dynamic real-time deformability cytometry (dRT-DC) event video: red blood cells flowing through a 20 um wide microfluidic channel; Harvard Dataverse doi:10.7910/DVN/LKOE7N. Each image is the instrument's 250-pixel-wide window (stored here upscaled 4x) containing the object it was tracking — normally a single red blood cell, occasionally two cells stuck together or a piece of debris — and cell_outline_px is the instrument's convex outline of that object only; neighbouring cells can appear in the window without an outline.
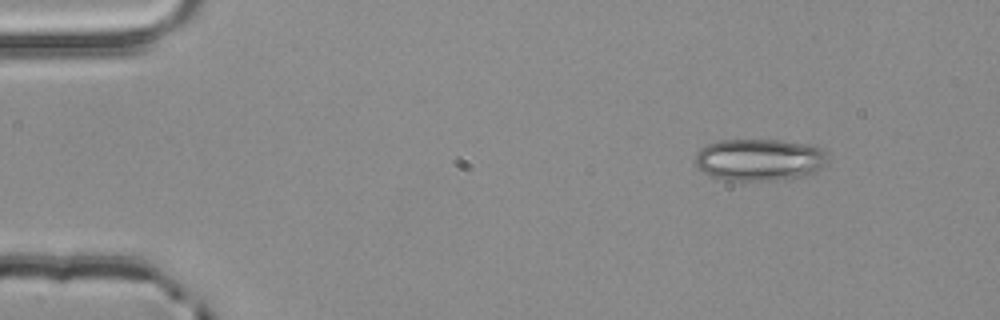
{"species": "common noctule bat (a hibernating species)", "species_latin": "Nyctalus noctula", "temperature_condition": "room temperature", "stored_images_in_passage": 3, "camera_frame_rate_fps": 3000, "um_per_image_px": 0.085, "animal": {"sex": "male", "body_mass_g": 20.4}, "frame": {"image": 1, "passage_image": 1, "time_ms": 0.0, "image_size_px": [1000, 320], "cell_outline_px": [[828, 160], [816, 172], [804, 176], [776, 180], [724, 180], [712, 176], [696, 168], [692, 160], [696, 152], [700, 148], [708, 144], [720, 140], [776, 140], [812, 144], [824, 148], [828, 152]], "centroid_in_image_um": [64.55, 13.57], "position_along_channel_um": 20.5, "area_um2": 33.0}}